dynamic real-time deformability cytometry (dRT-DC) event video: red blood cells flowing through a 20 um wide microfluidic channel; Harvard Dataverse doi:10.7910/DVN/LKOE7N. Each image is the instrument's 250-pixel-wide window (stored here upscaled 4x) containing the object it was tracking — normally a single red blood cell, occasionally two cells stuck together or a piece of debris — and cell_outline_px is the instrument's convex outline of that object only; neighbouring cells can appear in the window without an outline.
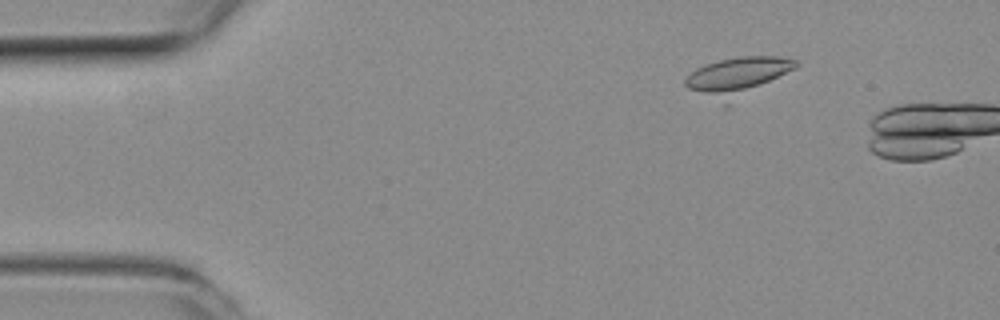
{"species": "common noctule bat (a hibernating species)", "species_latin": "Nyctalus noctula", "temperature_condition": "room temperature", "stored_images_in_passage": 5, "camera_frame_rate_fps": 3000, "um_per_image_px": 0.085, "animal": {"sex": "female", "body_mass_g": 19.3, "forearm_length_mm": 54.1}, "frame": {"image": 1, "passage_image": 2, "time_ms": 0.333, "image_size_px": [1000, 320], "cell_outline_px": [[800, 64], [796, 68], [724, 108], [688, 88], [684, 84], [684, 80], [696, 68], [704, 64], [720, 60], [740, 56], [776, 56], [796, 60]], "centroid_in_image_um": [62.64, 6.55], "position_along_channel_um": 22.4, "area_um2": 25.14}}